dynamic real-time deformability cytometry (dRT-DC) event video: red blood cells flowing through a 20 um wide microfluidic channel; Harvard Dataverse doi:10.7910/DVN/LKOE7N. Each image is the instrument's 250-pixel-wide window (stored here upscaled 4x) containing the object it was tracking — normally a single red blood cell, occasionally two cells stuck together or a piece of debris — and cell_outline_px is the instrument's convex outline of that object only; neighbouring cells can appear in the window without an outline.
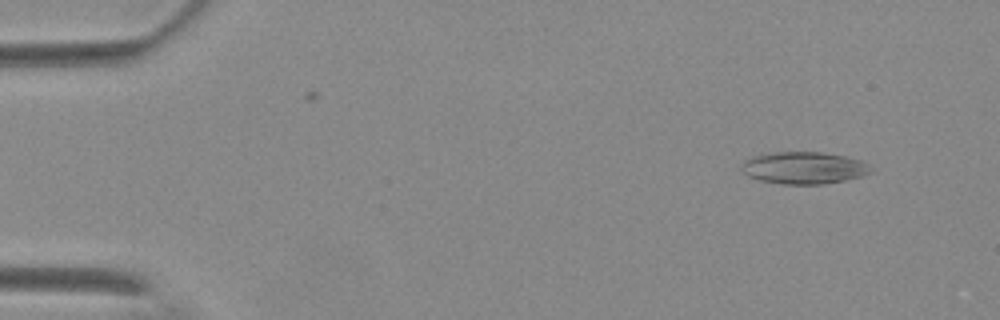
{"species": "Egyptian fruit bat (a non-hibernating species)", "species_latin": "Rousettus aegyptiacus", "temperature_condition": "warm", "stored_images_in_passage": 5, "camera_frame_rate_fps": 3000, "um_per_image_px": 0.085, "animal": {"sex": "female"}, "frame": {"image": 1, "passage_image": 1, "time_ms": 0.0, "image_size_px": [1000, 320], "cell_outline_px": [[872, 172], [860, 176], [844, 180], [820, 184], [784, 184], [760, 180], [748, 176], [740, 168], [744, 160], [752, 156], [768, 152], [820, 152], [844, 156], [860, 160], [868, 164]], "centroid_in_image_um": [68.28, 14.26], "position_along_channel_um": 16.7, "area_um2": 24.04}}
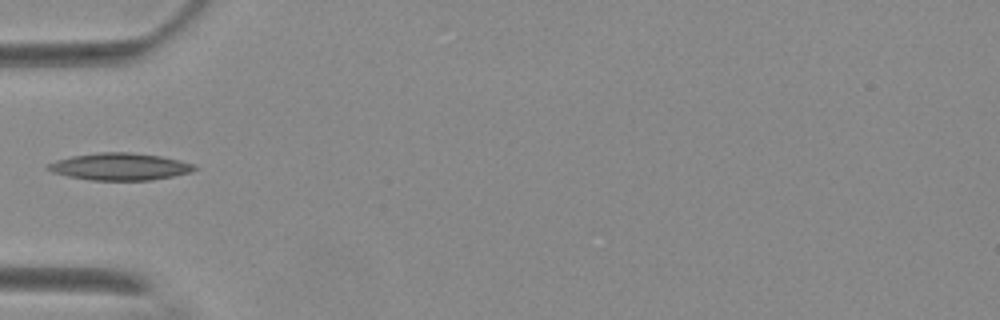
{"frame": {"image": 2, "passage_image": 5, "time_ms": 4.667, "image_size_px": [1000, 320], "cell_outline_px": [[196, 168], [188, 172], [172, 176], [152, 180], [92, 180], [68, 176], [52, 172], [44, 168], [48, 164], [56, 160], [72, 156], [100, 152], [132, 152], [160, 156], [180, 160], [192, 164]], "centroid_in_image_um": [10.13, 14.16], "position_along_channel_um": 74.9, "area_um2": 22.95}}